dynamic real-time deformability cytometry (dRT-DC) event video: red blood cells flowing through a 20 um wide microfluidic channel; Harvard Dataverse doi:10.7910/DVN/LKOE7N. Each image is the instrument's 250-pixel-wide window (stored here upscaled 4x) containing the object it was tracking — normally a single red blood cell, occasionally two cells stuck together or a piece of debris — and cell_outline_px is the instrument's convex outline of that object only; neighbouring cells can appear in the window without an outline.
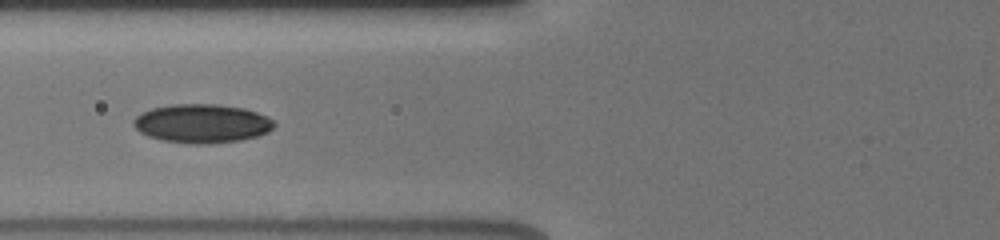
{"species": "human", "species_latin": "Homo sapiens", "temperature_condition": "cold", "stored_images_in_passage": 16, "camera_frame_rate_fps": 3000, "um_per_image_px": 0.085, "donor": {"sex": "male"}, "frame": {"image": 1, "passage_image": 3, "time_ms": 2.0, "image_size_px": [1000, 240], "cell_outline_px": [[276, 124], [268, 132], [256, 136], [240, 140], [208, 144], [196, 144], [160, 140], [148, 136], [140, 132], [132, 124], [132, 120], [136, 116], [152, 108], [172, 104], [216, 104], [244, 108], [268, 116]], "centroid_in_image_um": [17.16, 10.49], "position_along_channel_um": 108.6, "area_um2": 31.79}}
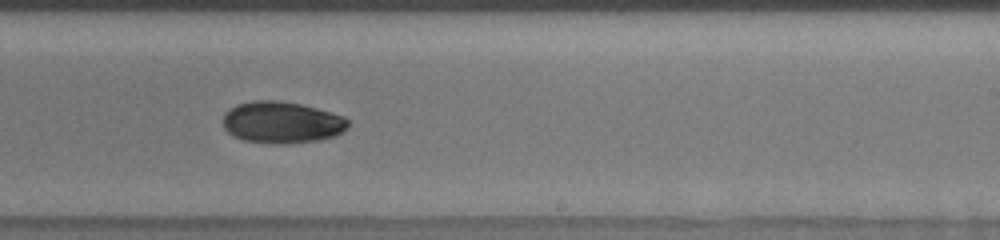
{"frame": {"image": 2, "passage_image": 7, "time_ms": 6.0, "image_size_px": [1000, 240], "cell_outline_px": [[348, 128], [336, 136], [316, 140], [288, 144], [280, 144], [244, 140], [232, 136], [224, 128], [224, 112], [236, 104], [252, 100], [276, 100], [300, 104], [332, 112], [344, 116], [348, 120]], "centroid_in_image_um": [23.95, 10.4], "position_along_channel_um": 265.0, "area_um2": 30.52}}
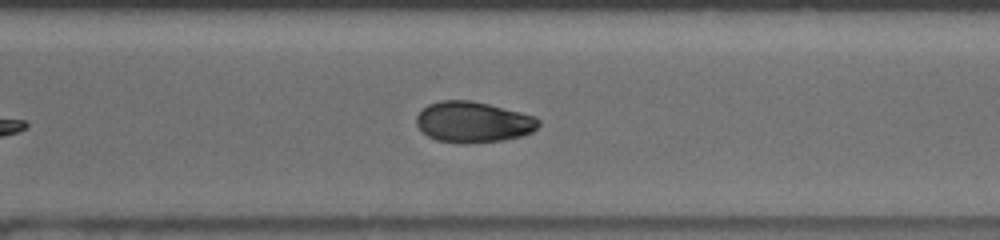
{"frame": {"image": 3, "passage_image": 10, "time_ms": 7.667, "image_size_px": [1000, 240], "cell_outline_px": [[540, 124], [532, 132], [520, 136], [500, 140], [468, 144], [460, 144], [436, 140], [428, 136], [416, 124], [416, 116], [428, 104], [440, 100], [472, 100], [536, 116], [540, 120]], "centroid_in_image_um": [40.21, 10.37], "position_along_channel_um": 330.4, "area_um2": 29.13}, "authors_computed_cell_mechanics": {"area_um2": 29.1312, "velocity_mm_per_s": 3.9277, "shape_relaxation_time_tau1_ms": 6.878, "shape_relaxation_time_tau2_ms": null, "deformation_change_tau1": 0.0841, "deformation_change_tau2": null}}